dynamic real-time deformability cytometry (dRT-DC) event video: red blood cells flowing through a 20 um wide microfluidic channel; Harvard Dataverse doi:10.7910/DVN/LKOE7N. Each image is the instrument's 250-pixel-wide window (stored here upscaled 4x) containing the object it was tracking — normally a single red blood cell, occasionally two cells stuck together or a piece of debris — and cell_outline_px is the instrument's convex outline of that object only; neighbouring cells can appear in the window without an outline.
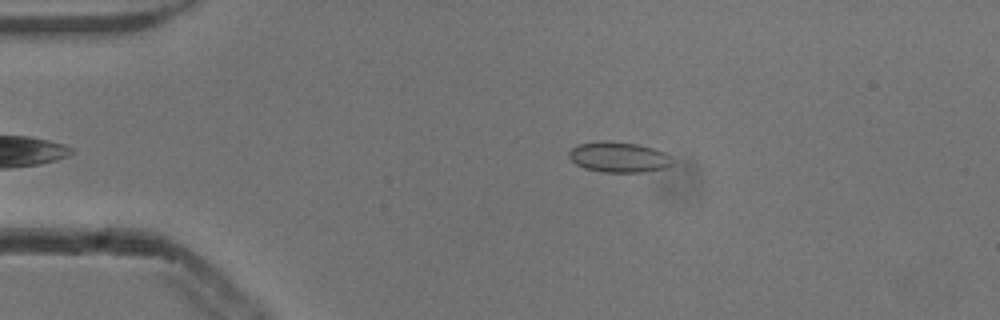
{"species": "common noctule bat (a hibernating species)", "species_latin": "Nyctalus noctula", "temperature_condition": "cold", "stored_images_in_passage": 36, "camera_frame_rate_fps": 3000, "um_per_image_px": 0.085, "animal": {"sex": "male", "body_mass_g": 13.3}, "frame": {"image": 1, "passage_image": 4, "time_ms": 1.0, "image_size_px": [1000, 320], "cell_outline_px": [[672, 164], [668, 168], [644, 172], [604, 172], [584, 168], [576, 164], [568, 156], [568, 152], [576, 144], [600, 140], [608, 140], [636, 144], [652, 148], [664, 152], [672, 156]], "centroid_in_image_um": [52.59, 13.35], "position_along_channel_um": 32.4, "area_um2": 18.61}}
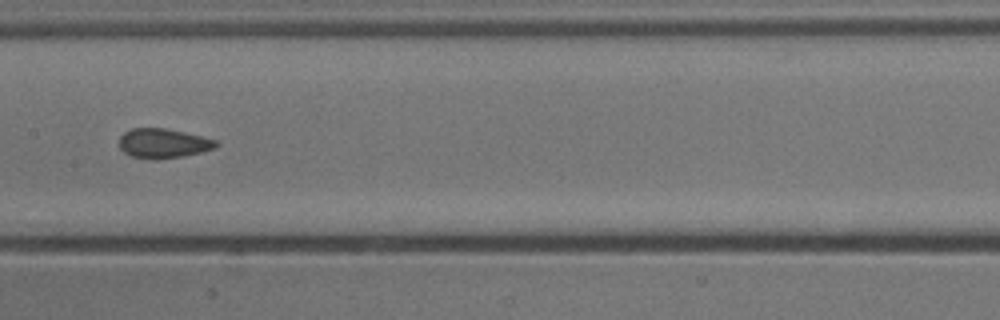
{"frame": {"image": 2, "passage_image": 20, "time_ms": 6.333, "image_size_px": [1000, 320], "cell_outline_px": [[220, 144], [216, 148], [184, 156], [152, 160], [132, 156], [124, 152], [120, 148], [120, 136], [124, 132], [132, 128], [164, 128], [184, 132], [216, 140]], "centroid_in_image_um": [13.88, 12.19], "position_along_channel_um": 193.5, "area_um2": 16.65}}
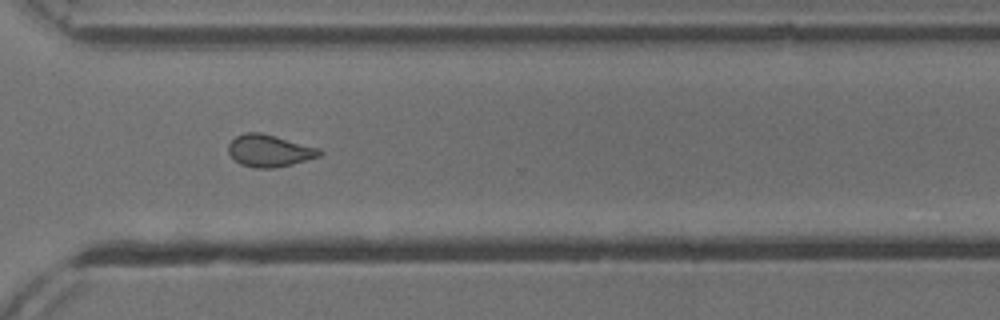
{"frame": {"image": 3, "passage_image": 32, "time_ms": 10.333, "image_size_px": [1000, 320], "cell_outline_px": [[324, 152], [320, 156], [292, 164], [272, 168], [256, 168], [240, 164], [228, 152], [228, 144], [236, 136], [244, 132], [260, 132], [276, 136], [320, 148]], "centroid_in_image_um": [22.91, 12.8], "position_along_channel_um": 347.7, "area_um2": 17.05}, "authors_computed_cell_mechanics": {"area_um2": 16.7042, "velocity_mm_per_s": 3.8659, "shape_relaxation_time_tau1_ms": null, "shape_relaxation_time_tau2_ms": 1.5828, "deformation_change_tau1": null, "deformation_change_tau2": 0.0638}}